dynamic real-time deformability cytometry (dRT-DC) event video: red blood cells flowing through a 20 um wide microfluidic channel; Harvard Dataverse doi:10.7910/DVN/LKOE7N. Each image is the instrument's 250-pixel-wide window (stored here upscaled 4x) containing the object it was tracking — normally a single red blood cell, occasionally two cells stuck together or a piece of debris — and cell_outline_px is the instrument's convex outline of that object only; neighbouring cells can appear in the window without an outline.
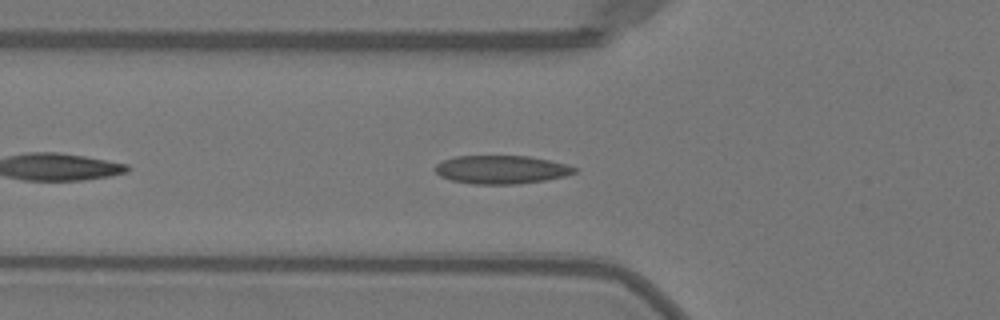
{"species": "Egyptian fruit bat (a non-hibernating species)", "species_latin": "Rousettus aegyptiacus", "temperature_condition": "warm", "stored_images_in_passage": 35, "camera_frame_rate_fps": 3000, "um_per_image_px": 0.085, "animal": {"sex": "female"}, "frame": {"image": 1, "passage_image": 4, "time_ms": 1.0, "image_size_px": [1000, 320], "cell_outline_px": [[580, 168], [576, 172], [564, 176], [544, 180], [512, 184], [472, 184], [452, 180], [440, 176], [436, 172], [436, 164], [444, 160], [456, 156], [528, 156], [568, 164]], "centroid_in_image_um": [42.64, 14.41], "position_along_channel_um": 83.2, "area_um2": 22.89}}
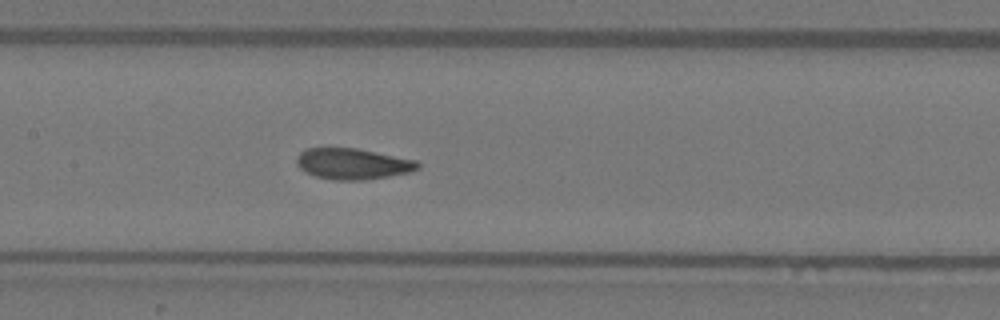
{"frame": {"image": 2, "passage_image": 11, "time_ms": 3.333, "image_size_px": [1000, 320], "cell_outline_px": [[420, 168], [408, 172], [388, 176], [364, 180], [332, 180], [316, 176], [304, 172], [296, 164], [296, 160], [300, 152], [308, 148], [356, 148], [416, 160], [420, 164]], "centroid_in_image_um": [29.96, 13.93], "position_along_channel_um": 177.4, "area_um2": 21.79}}
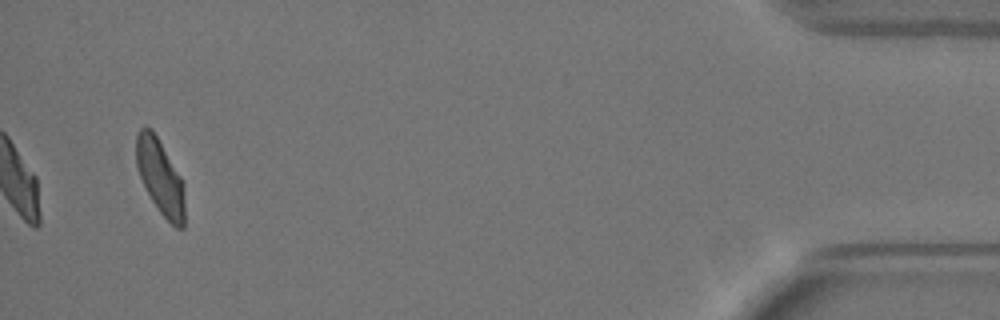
{"frame": {"image": 3, "passage_image": 35, "time_ms": 11.333, "image_size_px": [1000, 320], "cell_outline_px": [[184, 228], [176, 228], [160, 212], [152, 200], [140, 176], [136, 164], [136, 132], [144, 124], [152, 128], [180, 176], [184, 184]], "centroid_in_image_um": [13.61, 15.0], "position_along_channel_um": 421.6, "area_um2": 21.1}, "authors_computed_cell_mechanics": {"area_um2": 22.0218, "velocity_mm_per_s": 3.9964, "shape_relaxation_time_tau1_ms": 5.6733, "shape_relaxation_time_tau2_ms": 1.0694, "deformation_change_tau1": 0.1731, "deformation_change_tau2": 0.0554}}